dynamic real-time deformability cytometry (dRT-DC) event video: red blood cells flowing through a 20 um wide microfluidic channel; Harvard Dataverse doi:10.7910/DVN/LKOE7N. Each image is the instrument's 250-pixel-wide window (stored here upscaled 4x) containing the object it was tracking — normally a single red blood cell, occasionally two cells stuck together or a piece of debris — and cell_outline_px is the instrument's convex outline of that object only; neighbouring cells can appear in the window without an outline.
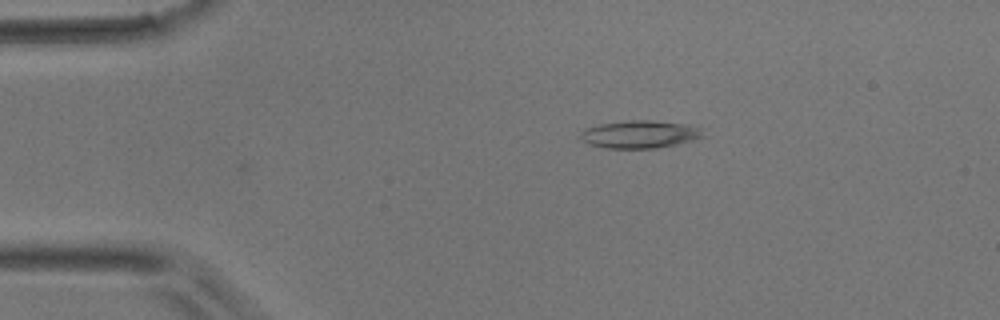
{"species": "common noctule bat (a hibernating species)", "species_latin": "Nyctalus noctula", "temperature_condition": "room temperature", "stored_images_in_passage": 42, "camera_frame_rate_fps": 3000, "um_per_image_px": 0.085, "animal": {"sex": "male", "body_mass_g": 17.9}, "frame": {"image": 1, "passage_image": 2, "time_ms": 0.333, "image_size_px": [1000, 320], "cell_outline_px": [[704, 136], [692, 140], [676, 144], [656, 148], [604, 148], [588, 144], [580, 140], [580, 132], [584, 128], [600, 124], [628, 120], [652, 120], [688, 124], [696, 128]], "centroid_in_image_um": [54.29, 11.41], "position_along_channel_um": 30.7, "area_um2": 19.71}}
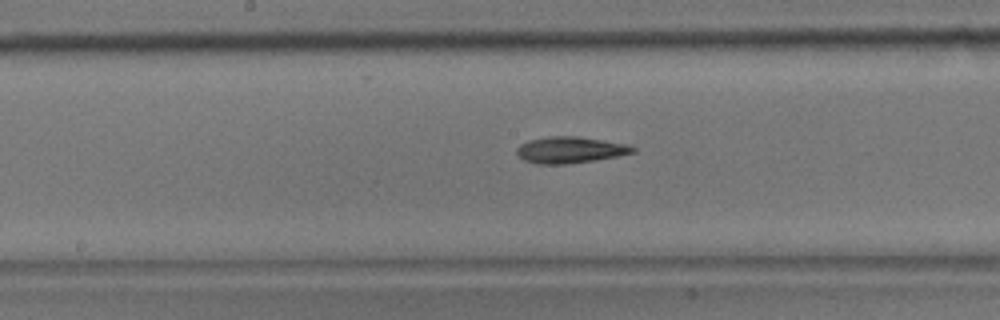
{"frame": {"image": 2, "passage_image": 18, "time_ms": 5.667, "image_size_px": [1000, 320], "cell_outline_px": [[636, 152], [596, 160], [568, 164], [536, 164], [524, 160], [516, 152], [516, 148], [520, 144], [528, 140], [548, 136], [576, 136], [604, 140], [628, 144], [636, 148]], "centroid_in_image_um": [48.46, 12.74], "position_along_channel_um": 199.7, "area_um2": 17.98}}
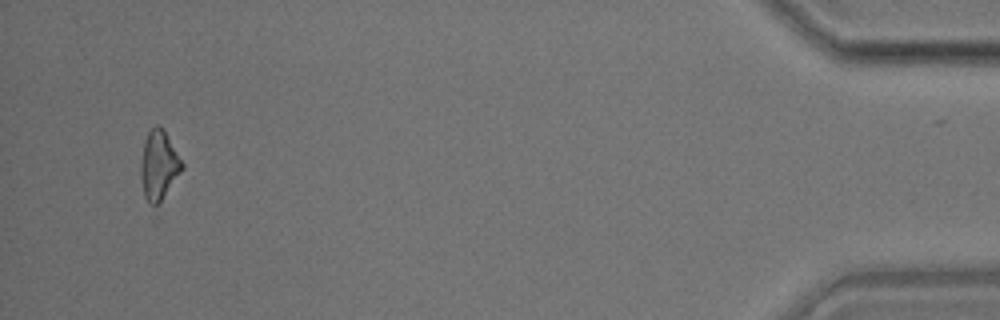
{"frame": {"image": 3, "passage_image": 40, "time_ms": 13.0, "image_size_px": [1000, 320], "cell_outline_px": [[184, 168], [156, 220], [144, 196], [140, 176], [140, 164], [144, 140], [148, 132], [156, 124], [164, 128], [184, 164]], "centroid_in_image_um": [13.52, 14.32], "position_along_channel_um": 421.7, "area_um2": 18.55}}